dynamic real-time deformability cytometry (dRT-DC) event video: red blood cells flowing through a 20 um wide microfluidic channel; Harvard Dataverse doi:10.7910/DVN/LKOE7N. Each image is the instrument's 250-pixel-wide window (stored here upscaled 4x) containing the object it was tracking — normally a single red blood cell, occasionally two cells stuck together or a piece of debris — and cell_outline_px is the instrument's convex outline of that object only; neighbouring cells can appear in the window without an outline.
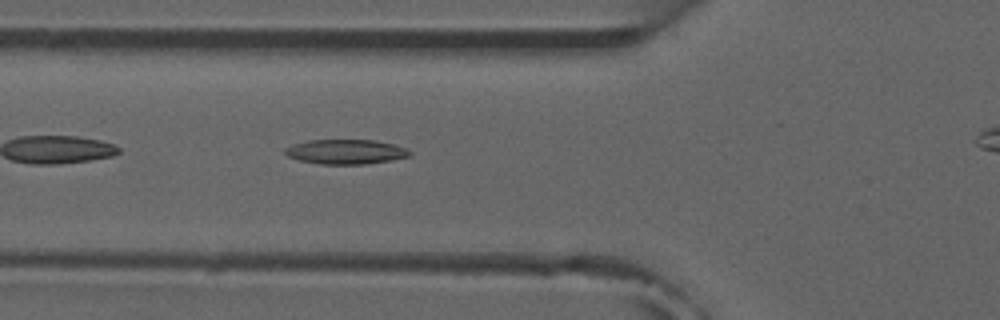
{"species": "common noctule bat (a hibernating species)", "species_latin": "Nyctalus noctula", "temperature_condition": "room temperature", "stored_images_in_passage": 8, "camera_frame_rate_fps": 3000, "um_per_image_px": 0.085, "animal": {"sex": "male", "forearm_length_mm": 52.5}, "frame": {"image": 1, "passage_image": 7, "time_ms": 8.333, "image_size_px": [1000, 320], "cell_outline_px": [[412, 156], [392, 160], [364, 164], [320, 164], [300, 160], [288, 156], [284, 152], [284, 148], [292, 144], [308, 140], [376, 140], [392, 144], [404, 148], [412, 152]], "centroid_in_image_um": [29.39, 12.9], "position_along_channel_um": 96.4, "area_um2": 17.92}}